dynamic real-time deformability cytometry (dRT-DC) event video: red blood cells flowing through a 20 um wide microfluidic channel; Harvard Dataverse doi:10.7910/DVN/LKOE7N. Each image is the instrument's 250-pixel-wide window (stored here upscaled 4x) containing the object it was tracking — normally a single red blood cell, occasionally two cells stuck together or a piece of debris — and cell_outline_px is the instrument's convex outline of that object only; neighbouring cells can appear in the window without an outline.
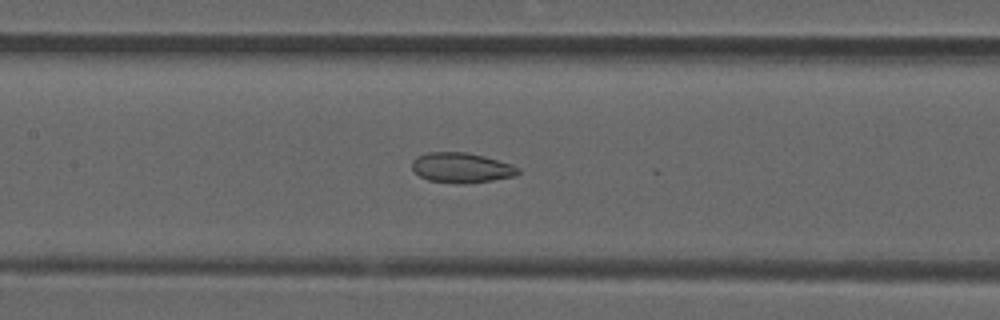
{"species": "common noctule bat (a hibernating species)", "species_latin": "Nyctalus noctula", "temperature_condition": "room temperature", "stored_images_in_passage": 37, "camera_frame_rate_fps": 3000, "um_per_image_px": 0.085, "animal": {"sex": "male", "forearm_length_mm": 52.5}, "frame": {"image": 1, "passage_image": 25, "time_ms": 8.0, "image_size_px": [1000, 320], "cell_outline_px": [[520, 172], [516, 176], [492, 180], [456, 184], [428, 180], [420, 176], [412, 168], [412, 160], [416, 156], [428, 152], [468, 152], [484, 156], [512, 164], [520, 168]], "centroid_in_image_um": [39.23, 14.25], "position_along_channel_um": 168.2, "area_um2": 18.67}}
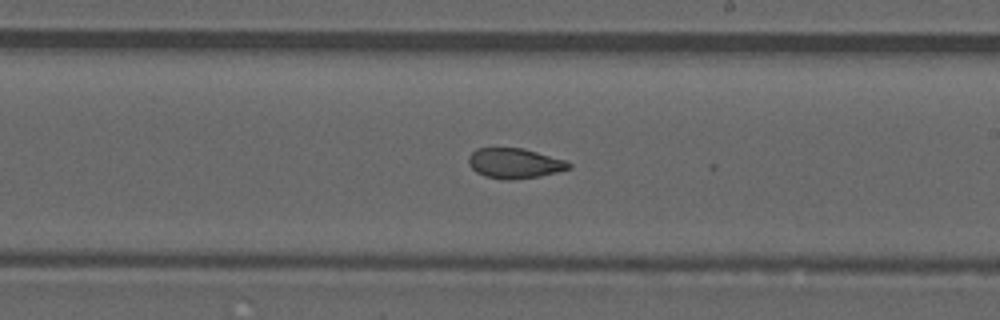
{"frame": {"image": 2, "passage_image": 31, "time_ms": 10.0, "image_size_px": [1000, 320], "cell_outline_px": [[572, 168], [540, 176], [512, 180], [504, 180], [484, 176], [476, 172], [468, 164], [468, 156], [476, 148], [524, 148], [564, 160], [572, 164]], "centroid_in_image_um": [43.72, 13.88], "position_along_channel_um": 245.3, "area_um2": 17.69}}
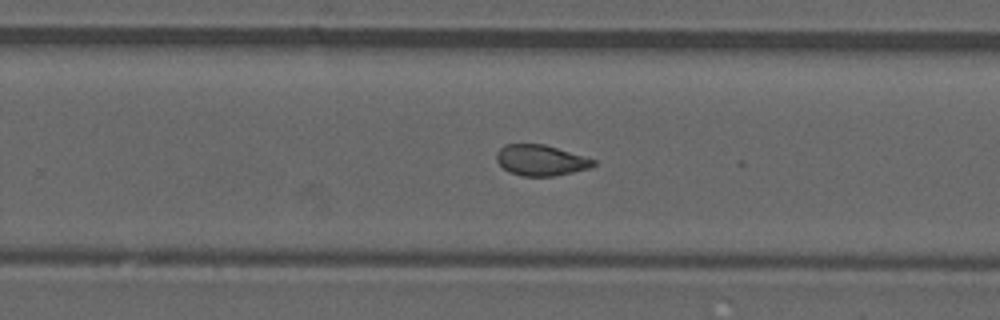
{"frame": {"image": 3, "passage_image": 34, "time_ms": 11.0, "image_size_px": [1000, 320], "cell_outline_px": [[596, 164], [592, 168], [556, 176], [524, 176], [508, 172], [496, 160], [496, 152], [504, 144], [544, 144], [584, 156], [596, 160]], "centroid_in_image_um": [45.98, 13.63], "position_along_channel_um": 283.8, "area_um2": 17.51}}